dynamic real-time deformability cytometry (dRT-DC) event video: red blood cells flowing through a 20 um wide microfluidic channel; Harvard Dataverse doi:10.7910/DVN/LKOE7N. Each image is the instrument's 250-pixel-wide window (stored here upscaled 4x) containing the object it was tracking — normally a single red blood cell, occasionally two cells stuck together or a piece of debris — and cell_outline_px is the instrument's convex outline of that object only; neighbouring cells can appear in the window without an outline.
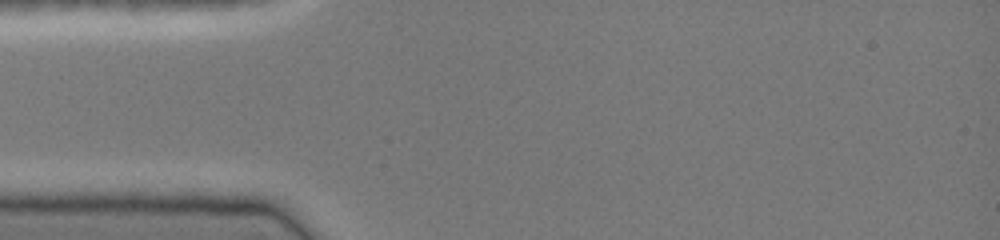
{"species": "common noctule bat (a hibernating species)", "species_latin": "Nyctalus noctula", "temperature_condition": "cold", "stored_images_in_passage": 4, "camera_frame_rate_fps": 3000, "um_per_image_px": 0.085, "animal": {"sex": "female", "body_mass_g": 19.0, "forearm_length_mm": 51.5}, "frame": {"image": 1, "passage_image": 1, "time_ms": 0.0, "image_size_px": [1000, 240], "cell_outline_px": [[216, 40], [188, 44], [120, 48], [84, 44], [88, 40], [96, 36], [184, 32], [204, 32], [216, 36]], "centroid_in_image_um": [12.81, 3.37], "position_along_channel_um": 72.2, "area_um2": 10.46}}